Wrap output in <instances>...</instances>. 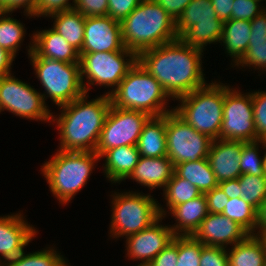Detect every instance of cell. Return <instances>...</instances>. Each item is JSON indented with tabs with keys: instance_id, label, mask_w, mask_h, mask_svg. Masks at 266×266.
Here are the masks:
<instances>
[{
	"instance_id": "cell-29",
	"label": "cell",
	"mask_w": 266,
	"mask_h": 266,
	"mask_svg": "<svg viewBox=\"0 0 266 266\" xmlns=\"http://www.w3.org/2000/svg\"><path fill=\"white\" fill-rule=\"evenodd\" d=\"M163 191L166 207L169 209L167 211L165 208H162L161 204H159V213L164 218L166 217L167 212H169L174 206L186 203L202 194L195 185H192L186 179L179 177L175 172Z\"/></svg>"
},
{
	"instance_id": "cell-52",
	"label": "cell",
	"mask_w": 266,
	"mask_h": 266,
	"mask_svg": "<svg viewBox=\"0 0 266 266\" xmlns=\"http://www.w3.org/2000/svg\"><path fill=\"white\" fill-rule=\"evenodd\" d=\"M0 12L11 13V0H0Z\"/></svg>"
},
{
	"instance_id": "cell-8",
	"label": "cell",
	"mask_w": 266,
	"mask_h": 266,
	"mask_svg": "<svg viewBox=\"0 0 266 266\" xmlns=\"http://www.w3.org/2000/svg\"><path fill=\"white\" fill-rule=\"evenodd\" d=\"M28 57L34 67L35 75L45 89L41 94L44 101L50 97L52 102L60 107L85 94L80 63H66L40 56Z\"/></svg>"
},
{
	"instance_id": "cell-16",
	"label": "cell",
	"mask_w": 266,
	"mask_h": 266,
	"mask_svg": "<svg viewBox=\"0 0 266 266\" xmlns=\"http://www.w3.org/2000/svg\"><path fill=\"white\" fill-rule=\"evenodd\" d=\"M85 35L79 53L115 52L125 50L121 24L110 16L86 17Z\"/></svg>"
},
{
	"instance_id": "cell-17",
	"label": "cell",
	"mask_w": 266,
	"mask_h": 266,
	"mask_svg": "<svg viewBox=\"0 0 266 266\" xmlns=\"http://www.w3.org/2000/svg\"><path fill=\"white\" fill-rule=\"evenodd\" d=\"M249 233L225 215L208 213L192 237L207 246L227 248L244 240Z\"/></svg>"
},
{
	"instance_id": "cell-31",
	"label": "cell",
	"mask_w": 266,
	"mask_h": 266,
	"mask_svg": "<svg viewBox=\"0 0 266 266\" xmlns=\"http://www.w3.org/2000/svg\"><path fill=\"white\" fill-rule=\"evenodd\" d=\"M53 247L25 254L23 251L15 258L1 262L0 266H70Z\"/></svg>"
},
{
	"instance_id": "cell-50",
	"label": "cell",
	"mask_w": 266,
	"mask_h": 266,
	"mask_svg": "<svg viewBox=\"0 0 266 266\" xmlns=\"http://www.w3.org/2000/svg\"><path fill=\"white\" fill-rule=\"evenodd\" d=\"M15 57L6 49L0 47V77L6 76L11 73V65Z\"/></svg>"
},
{
	"instance_id": "cell-19",
	"label": "cell",
	"mask_w": 266,
	"mask_h": 266,
	"mask_svg": "<svg viewBox=\"0 0 266 266\" xmlns=\"http://www.w3.org/2000/svg\"><path fill=\"white\" fill-rule=\"evenodd\" d=\"M243 141L212 140L207 159L218 183L241 176L240 154Z\"/></svg>"
},
{
	"instance_id": "cell-1",
	"label": "cell",
	"mask_w": 266,
	"mask_h": 266,
	"mask_svg": "<svg viewBox=\"0 0 266 266\" xmlns=\"http://www.w3.org/2000/svg\"><path fill=\"white\" fill-rule=\"evenodd\" d=\"M202 50L188 46L181 38L138 54V62L164 88L172 100L206 85Z\"/></svg>"
},
{
	"instance_id": "cell-35",
	"label": "cell",
	"mask_w": 266,
	"mask_h": 266,
	"mask_svg": "<svg viewBox=\"0 0 266 266\" xmlns=\"http://www.w3.org/2000/svg\"><path fill=\"white\" fill-rule=\"evenodd\" d=\"M203 244L192 236H177L178 259L176 266H200Z\"/></svg>"
},
{
	"instance_id": "cell-28",
	"label": "cell",
	"mask_w": 266,
	"mask_h": 266,
	"mask_svg": "<svg viewBox=\"0 0 266 266\" xmlns=\"http://www.w3.org/2000/svg\"><path fill=\"white\" fill-rule=\"evenodd\" d=\"M174 172L179 177L195 185L201 193L210 191L218 186L215 174L207 158L177 164Z\"/></svg>"
},
{
	"instance_id": "cell-13",
	"label": "cell",
	"mask_w": 266,
	"mask_h": 266,
	"mask_svg": "<svg viewBox=\"0 0 266 266\" xmlns=\"http://www.w3.org/2000/svg\"><path fill=\"white\" fill-rule=\"evenodd\" d=\"M219 139L243 142L257 141L252 93L224 84L223 121Z\"/></svg>"
},
{
	"instance_id": "cell-49",
	"label": "cell",
	"mask_w": 266,
	"mask_h": 266,
	"mask_svg": "<svg viewBox=\"0 0 266 266\" xmlns=\"http://www.w3.org/2000/svg\"><path fill=\"white\" fill-rule=\"evenodd\" d=\"M38 0H11V14L17 9H24L23 13L25 16L32 18V13L34 12Z\"/></svg>"
},
{
	"instance_id": "cell-4",
	"label": "cell",
	"mask_w": 266,
	"mask_h": 266,
	"mask_svg": "<svg viewBox=\"0 0 266 266\" xmlns=\"http://www.w3.org/2000/svg\"><path fill=\"white\" fill-rule=\"evenodd\" d=\"M100 157L95 152L59 151L41 168L50 191L64 205L86 184Z\"/></svg>"
},
{
	"instance_id": "cell-22",
	"label": "cell",
	"mask_w": 266,
	"mask_h": 266,
	"mask_svg": "<svg viewBox=\"0 0 266 266\" xmlns=\"http://www.w3.org/2000/svg\"><path fill=\"white\" fill-rule=\"evenodd\" d=\"M175 217V225L169 227L175 236H192L208 215L205 194L174 206L168 214Z\"/></svg>"
},
{
	"instance_id": "cell-34",
	"label": "cell",
	"mask_w": 266,
	"mask_h": 266,
	"mask_svg": "<svg viewBox=\"0 0 266 266\" xmlns=\"http://www.w3.org/2000/svg\"><path fill=\"white\" fill-rule=\"evenodd\" d=\"M261 141L244 142L240 154L241 174H250L255 176H266L263 167V157L259 156V145Z\"/></svg>"
},
{
	"instance_id": "cell-51",
	"label": "cell",
	"mask_w": 266,
	"mask_h": 266,
	"mask_svg": "<svg viewBox=\"0 0 266 266\" xmlns=\"http://www.w3.org/2000/svg\"><path fill=\"white\" fill-rule=\"evenodd\" d=\"M257 230H266V199L258 209Z\"/></svg>"
},
{
	"instance_id": "cell-41",
	"label": "cell",
	"mask_w": 266,
	"mask_h": 266,
	"mask_svg": "<svg viewBox=\"0 0 266 266\" xmlns=\"http://www.w3.org/2000/svg\"><path fill=\"white\" fill-rule=\"evenodd\" d=\"M74 10L85 17L107 16L108 0H76Z\"/></svg>"
},
{
	"instance_id": "cell-45",
	"label": "cell",
	"mask_w": 266,
	"mask_h": 266,
	"mask_svg": "<svg viewBox=\"0 0 266 266\" xmlns=\"http://www.w3.org/2000/svg\"><path fill=\"white\" fill-rule=\"evenodd\" d=\"M207 200L208 213L221 214L229 198L219 186L204 193Z\"/></svg>"
},
{
	"instance_id": "cell-32",
	"label": "cell",
	"mask_w": 266,
	"mask_h": 266,
	"mask_svg": "<svg viewBox=\"0 0 266 266\" xmlns=\"http://www.w3.org/2000/svg\"><path fill=\"white\" fill-rule=\"evenodd\" d=\"M258 210L242 198L229 199L222 214L242 226L249 234H256Z\"/></svg>"
},
{
	"instance_id": "cell-36",
	"label": "cell",
	"mask_w": 266,
	"mask_h": 266,
	"mask_svg": "<svg viewBox=\"0 0 266 266\" xmlns=\"http://www.w3.org/2000/svg\"><path fill=\"white\" fill-rule=\"evenodd\" d=\"M257 141H266V91L252 92Z\"/></svg>"
},
{
	"instance_id": "cell-3",
	"label": "cell",
	"mask_w": 266,
	"mask_h": 266,
	"mask_svg": "<svg viewBox=\"0 0 266 266\" xmlns=\"http://www.w3.org/2000/svg\"><path fill=\"white\" fill-rule=\"evenodd\" d=\"M120 24L124 46L137 55L178 38L175 21L154 0H142Z\"/></svg>"
},
{
	"instance_id": "cell-6",
	"label": "cell",
	"mask_w": 266,
	"mask_h": 266,
	"mask_svg": "<svg viewBox=\"0 0 266 266\" xmlns=\"http://www.w3.org/2000/svg\"><path fill=\"white\" fill-rule=\"evenodd\" d=\"M174 111L196 131L219 139L223 121L224 84L217 81L177 99Z\"/></svg>"
},
{
	"instance_id": "cell-12",
	"label": "cell",
	"mask_w": 266,
	"mask_h": 266,
	"mask_svg": "<svg viewBox=\"0 0 266 266\" xmlns=\"http://www.w3.org/2000/svg\"><path fill=\"white\" fill-rule=\"evenodd\" d=\"M212 139L196 131L174 110L166 114L167 157L174 166L207 158Z\"/></svg>"
},
{
	"instance_id": "cell-38",
	"label": "cell",
	"mask_w": 266,
	"mask_h": 266,
	"mask_svg": "<svg viewBox=\"0 0 266 266\" xmlns=\"http://www.w3.org/2000/svg\"><path fill=\"white\" fill-rule=\"evenodd\" d=\"M240 65L266 71V44L264 46H248L243 57L232 66L240 68Z\"/></svg>"
},
{
	"instance_id": "cell-23",
	"label": "cell",
	"mask_w": 266,
	"mask_h": 266,
	"mask_svg": "<svg viewBox=\"0 0 266 266\" xmlns=\"http://www.w3.org/2000/svg\"><path fill=\"white\" fill-rule=\"evenodd\" d=\"M137 146H120L105 151L100 159L105 158L104 175L111 183H121L128 179L139 160Z\"/></svg>"
},
{
	"instance_id": "cell-40",
	"label": "cell",
	"mask_w": 266,
	"mask_h": 266,
	"mask_svg": "<svg viewBox=\"0 0 266 266\" xmlns=\"http://www.w3.org/2000/svg\"><path fill=\"white\" fill-rule=\"evenodd\" d=\"M199 262L200 266H228L227 249L203 245Z\"/></svg>"
},
{
	"instance_id": "cell-39",
	"label": "cell",
	"mask_w": 266,
	"mask_h": 266,
	"mask_svg": "<svg viewBox=\"0 0 266 266\" xmlns=\"http://www.w3.org/2000/svg\"><path fill=\"white\" fill-rule=\"evenodd\" d=\"M69 0H38L36 8L32 16L36 17H49L55 13L73 10L76 0L69 3Z\"/></svg>"
},
{
	"instance_id": "cell-25",
	"label": "cell",
	"mask_w": 266,
	"mask_h": 266,
	"mask_svg": "<svg viewBox=\"0 0 266 266\" xmlns=\"http://www.w3.org/2000/svg\"><path fill=\"white\" fill-rule=\"evenodd\" d=\"M251 21L230 19L224 21L220 43L235 65L245 54L250 41Z\"/></svg>"
},
{
	"instance_id": "cell-46",
	"label": "cell",
	"mask_w": 266,
	"mask_h": 266,
	"mask_svg": "<svg viewBox=\"0 0 266 266\" xmlns=\"http://www.w3.org/2000/svg\"><path fill=\"white\" fill-rule=\"evenodd\" d=\"M154 1L158 3L164 10H166L174 21L178 19V17L181 15L182 11L186 8V6L192 2V0H154Z\"/></svg>"
},
{
	"instance_id": "cell-44",
	"label": "cell",
	"mask_w": 266,
	"mask_h": 266,
	"mask_svg": "<svg viewBox=\"0 0 266 266\" xmlns=\"http://www.w3.org/2000/svg\"><path fill=\"white\" fill-rule=\"evenodd\" d=\"M178 259L177 236L147 266H176Z\"/></svg>"
},
{
	"instance_id": "cell-20",
	"label": "cell",
	"mask_w": 266,
	"mask_h": 266,
	"mask_svg": "<svg viewBox=\"0 0 266 266\" xmlns=\"http://www.w3.org/2000/svg\"><path fill=\"white\" fill-rule=\"evenodd\" d=\"M28 56H40L66 63H79V51L53 28L36 31L28 46Z\"/></svg>"
},
{
	"instance_id": "cell-9",
	"label": "cell",
	"mask_w": 266,
	"mask_h": 266,
	"mask_svg": "<svg viewBox=\"0 0 266 266\" xmlns=\"http://www.w3.org/2000/svg\"><path fill=\"white\" fill-rule=\"evenodd\" d=\"M137 57L135 52L127 48L115 52L80 53V72L85 93L91 90V85H99L111 87L106 92L110 95L138 61Z\"/></svg>"
},
{
	"instance_id": "cell-48",
	"label": "cell",
	"mask_w": 266,
	"mask_h": 266,
	"mask_svg": "<svg viewBox=\"0 0 266 266\" xmlns=\"http://www.w3.org/2000/svg\"><path fill=\"white\" fill-rule=\"evenodd\" d=\"M221 190L227 195L229 199L240 197L239 178L218 183Z\"/></svg>"
},
{
	"instance_id": "cell-27",
	"label": "cell",
	"mask_w": 266,
	"mask_h": 266,
	"mask_svg": "<svg viewBox=\"0 0 266 266\" xmlns=\"http://www.w3.org/2000/svg\"><path fill=\"white\" fill-rule=\"evenodd\" d=\"M49 17L54 19L52 28L80 52L84 41L86 17L74 9L55 13Z\"/></svg>"
},
{
	"instance_id": "cell-37",
	"label": "cell",
	"mask_w": 266,
	"mask_h": 266,
	"mask_svg": "<svg viewBox=\"0 0 266 266\" xmlns=\"http://www.w3.org/2000/svg\"><path fill=\"white\" fill-rule=\"evenodd\" d=\"M262 5L256 0H234L231 19L251 21L266 9Z\"/></svg>"
},
{
	"instance_id": "cell-11",
	"label": "cell",
	"mask_w": 266,
	"mask_h": 266,
	"mask_svg": "<svg viewBox=\"0 0 266 266\" xmlns=\"http://www.w3.org/2000/svg\"><path fill=\"white\" fill-rule=\"evenodd\" d=\"M13 75L0 77V113L6 110L17 117L51 122L52 110L46 106L42 93Z\"/></svg>"
},
{
	"instance_id": "cell-33",
	"label": "cell",
	"mask_w": 266,
	"mask_h": 266,
	"mask_svg": "<svg viewBox=\"0 0 266 266\" xmlns=\"http://www.w3.org/2000/svg\"><path fill=\"white\" fill-rule=\"evenodd\" d=\"M239 185L240 198L258 210L266 199V176L241 174Z\"/></svg>"
},
{
	"instance_id": "cell-53",
	"label": "cell",
	"mask_w": 266,
	"mask_h": 266,
	"mask_svg": "<svg viewBox=\"0 0 266 266\" xmlns=\"http://www.w3.org/2000/svg\"><path fill=\"white\" fill-rule=\"evenodd\" d=\"M256 232V236L260 239L266 251V230H257Z\"/></svg>"
},
{
	"instance_id": "cell-24",
	"label": "cell",
	"mask_w": 266,
	"mask_h": 266,
	"mask_svg": "<svg viewBox=\"0 0 266 266\" xmlns=\"http://www.w3.org/2000/svg\"><path fill=\"white\" fill-rule=\"evenodd\" d=\"M139 155L157 158L167 156L166 114L151 116L141 131L137 142Z\"/></svg>"
},
{
	"instance_id": "cell-26",
	"label": "cell",
	"mask_w": 266,
	"mask_h": 266,
	"mask_svg": "<svg viewBox=\"0 0 266 266\" xmlns=\"http://www.w3.org/2000/svg\"><path fill=\"white\" fill-rule=\"evenodd\" d=\"M228 266H265L266 251L256 234L227 248Z\"/></svg>"
},
{
	"instance_id": "cell-30",
	"label": "cell",
	"mask_w": 266,
	"mask_h": 266,
	"mask_svg": "<svg viewBox=\"0 0 266 266\" xmlns=\"http://www.w3.org/2000/svg\"><path fill=\"white\" fill-rule=\"evenodd\" d=\"M9 12H0V47L14 57L24 41L26 29L19 20L10 17Z\"/></svg>"
},
{
	"instance_id": "cell-42",
	"label": "cell",
	"mask_w": 266,
	"mask_h": 266,
	"mask_svg": "<svg viewBox=\"0 0 266 266\" xmlns=\"http://www.w3.org/2000/svg\"><path fill=\"white\" fill-rule=\"evenodd\" d=\"M142 0H108V13L112 19L121 22Z\"/></svg>"
},
{
	"instance_id": "cell-15",
	"label": "cell",
	"mask_w": 266,
	"mask_h": 266,
	"mask_svg": "<svg viewBox=\"0 0 266 266\" xmlns=\"http://www.w3.org/2000/svg\"><path fill=\"white\" fill-rule=\"evenodd\" d=\"M160 217L151 226L142 231L126 237L128 259L141 261L139 266H147L167 245L175 235L169 225H161Z\"/></svg>"
},
{
	"instance_id": "cell-18",
	"label": "cell",
	"mask_w": 266,
	"mask_h": 266,
	"mask_svg": "<svg viewBox=\"0 0 266 266\" xmlns=\"http://www.w3.org/2000/svg\"><path fill=\"white\" fill-rule=\"evenodd\" d=\"M24 219L21 212L0 216V262L21 254L25 246L36 237L37 230Z\"/></svg>"
},
{
	"instance_id": "cell-10",
	"label": "cell",
	"mask_w": 266,
	"mask_h": 266,
	"mask_svg": "<svg viewBox=\"0 0 266 266\" xmlns=\"http://www.w3.org/2000/svg\"><path fill=\"white\" fill-rule=\"evenodd\" d=\"M223 23L211 0H192L175 21V28L188 46L205 51L208 44L220 43Z\"/></svg>"
},
{
	"instance_id": "cell-54",
	"label": "cell",
	"mask_w": 266,
	"mask_h": 266,
	"mask_svg": "<svg viewBox=\"0 0 266 266\" xmlns=\"http://www.w3.org/2000/svg\"><path fill=\"white\" fill-rule=\"evenodd\" d=\"M261 145H262L263 149L266 150V141H261ZM263 167H264V171L266 174V151L264 152V155H263Z\"/></svg>"
},
{
	"instance_id": "cell-14",
	"label": "cell",
	"mask_w": 266,
	"mask_h": 266,
	"mask_svg": "<svg viewBox=\"0 0 266 266\" xmlns=\"http://www.w3.org/2000/svg\"><path fill=\"white\" fill-rule=\"evenodd\" d=\"M151 116L142 111L120 109L111 104L95 153L120 146H136L144 124Z\"/></svg>"
},
{
	"instance_id": "cell-5",
	"label": "cell",
	"mask_w": 266,
	"mask_h": 266,
	"mask_svg": "<svg viewBox=\"0 0 266 266\" xmlns=\"http://www.w3.org/2000/svg\"><path fill=\"white\" fill-rule=\"evenodd\" d=\"M109 96L111 104L117 108L142 111L150 116H161L174 110L166 108L169 95L138 61Z\"/></svg>"
},
{
	"instance_id": "cell-43",
	"label": "cell",
	"mask_w": 266,
	"mask_h": 266,
	"mask_svg": "<svg viewBox=\"0 0 266 266\" xmlns=\"http://www.w3.org/2000/svg\"><path fill=\"white\" fill-rule=\"evenodd\" d=\"M266 44V9L251 20L249 46H264Z\"/></svg>"
},
{
	"instance_id": "cell-47",
	"label": "cell",
	"mask_w": 266,
	"mask_h": 266,
	"mask_svg": "<svg viewBox=\"0 0 266 266\" xmlns=\"http://www.w3.org/2000/svg\"><path fill=\"white\" fill-rule=\"evenodd\" d=\"M234 0H211V4L223 22L231 19V12Z\"/></svg>"
},
{
	"instance_id": "cell-21",
	"label": "cell",
	"mask_w": 266,
	"mask_h": 266,
	"mask_svg": "<svg viewBox=\"0 0 266 266\" xmlns=\"http://www.w3.org/2000/svg\"><path fill=\"white\" fill-rule=\"evenodd\" d=\"M174 171L175 166L167 156L157 158L140 156L128 178L150 190L155 188H163L162 190H164Z\"/></svg>"
},
{
	"instance_id": "cell-7",
	"label": "cell",
	"mask_w": 266,
	"mask_h": 266,
	"mask_svg": "<svg viewBox=\"0 0 266 266\" xmlns=\"http://www.w3.org/2000/svg\"><path fill=\"white\" fill-rule=\"evenodd\" d=\"M110 237H128L148 228L160 217L159 203L150 194L140 192L112 193Z\"/></svg>"
},
{
	"instance_id": "cell-2",
	"label": "cell",
	"mask_w": 266,
	"mask_h": 266,
	"mask_svg": "<svg viewBox=\"0 0 266 266\" xmlns=\"http://www.w3.org/2000/svg\"><path fill=\"white\" fill-rule=\"evenodd\" d=\"M88 94L60 106L61 114L52 113L60 134L59 151L95 152L101 130L111 107L107 94L88 101Z\"/></svg>"
}]
</instances>
